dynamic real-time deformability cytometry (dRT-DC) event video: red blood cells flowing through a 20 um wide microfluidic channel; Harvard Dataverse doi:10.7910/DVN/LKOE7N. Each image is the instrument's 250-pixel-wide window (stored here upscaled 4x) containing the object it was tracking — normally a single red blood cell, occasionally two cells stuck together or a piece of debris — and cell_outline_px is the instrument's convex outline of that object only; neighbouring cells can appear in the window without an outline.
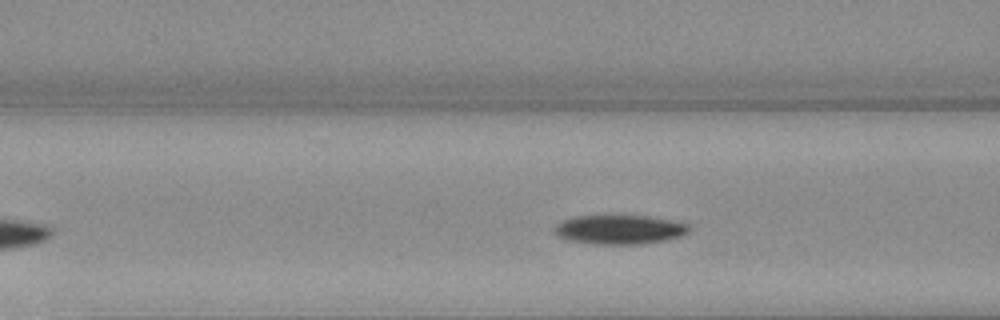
{"species": "Egyptian fruit bat (a non-hibernating species)", "species_latin": "Rousettus aegyptiacus", "temperature_condition": "warm", "stored_images_in_passage": 27, "camera_frame_rate_fps": 3000, "um_per_image_px": 0.085, "animal": {"sex": "female"}, "frame": {"image": 1, "passage_image": 4, "time_ms": 1.0, "image_size_px": [1000, 320], "cell_outline_px": [[688, 232], [680, 236], [664, 240], [644, 244], [588, 244], [556, 236], [552, 228], [556, 224], [564, 220], [576, 216], [604, 212], [648, 216], [688, 224]], "centroid_in_image_um": [52.57, 19.46], "position_along_channel_um": 114.0, "area_um2": 23.76}}
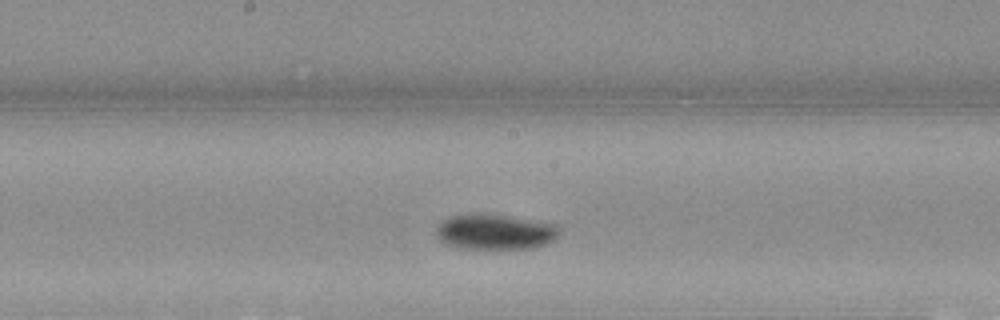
{"frame": {"image": 2, "passage_image": 11, "time_ms": 3.333, "image_size_px": [1000, 320], "cell_outline_px": [[560, 232], [552, 240], [544, 244], [532, 248], [460, 248], [448, 244], [440, 240], [436, 232], [436, 228], [444, 220], [452, 216], [468, 212], [484, 212], [556, 224]], "centroid_in_image_um": [42.05, 19.67], "position_along_channel_um": 206.2, "area_um2": 25.32}}
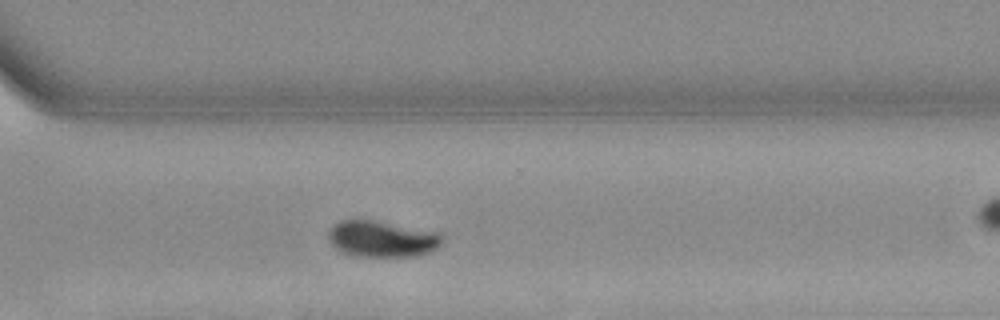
{"frame": {"image": 3, "passage_image": 21, "time_ms": 6.667, "image_size_px": [1000, 320], "cell_outline_px": [[440, 244], [436, 248], [420, 256], [360, 256], [344, 252], [336, 248], [332, 244], [332, 228], [340, 220], [372, 220], [436, 232], [440, 236]], "centroid_in_image_um": [32.5, 20.32], "position_along_channel_um": 338.1, "area_um2": 23.06}}